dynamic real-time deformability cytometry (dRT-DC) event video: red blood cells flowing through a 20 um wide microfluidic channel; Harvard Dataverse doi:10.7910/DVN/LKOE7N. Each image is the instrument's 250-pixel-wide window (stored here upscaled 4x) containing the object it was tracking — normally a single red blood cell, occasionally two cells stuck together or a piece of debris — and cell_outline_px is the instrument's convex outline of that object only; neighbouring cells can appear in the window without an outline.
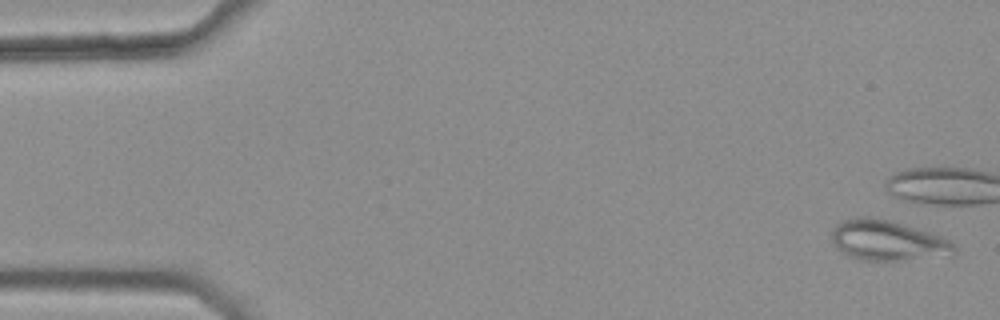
{"species": "common noctule bat (a hibernating species)", "species_latin": "Nyctalus noctula", "temperature_condition": "warm", "stored_images_in_passage": 10, "camera_frame_rate_fps": 3000, "um_per_image_px": 0.085, "animal": {"sex": "female", "body_mass_g": 25.1}, "frame": {"image": 1, "passage_image": 1, "time_ms": 0.0, "image_size_px": [1000, 320], "cell_outline_px": [[956, 256], [896, 260], [864, 260], [852, 256], [836, 248], [832, 240], [832, 232], [836, 224], [840, 220], [860, 216], [868, 216], [888, 220], [928, 232], [940, 236], [956, 244]], "centroid_in_image_um": [75.48, 20.44], "position_along_channel_um": 9.5, "area_um2": 28.67}}